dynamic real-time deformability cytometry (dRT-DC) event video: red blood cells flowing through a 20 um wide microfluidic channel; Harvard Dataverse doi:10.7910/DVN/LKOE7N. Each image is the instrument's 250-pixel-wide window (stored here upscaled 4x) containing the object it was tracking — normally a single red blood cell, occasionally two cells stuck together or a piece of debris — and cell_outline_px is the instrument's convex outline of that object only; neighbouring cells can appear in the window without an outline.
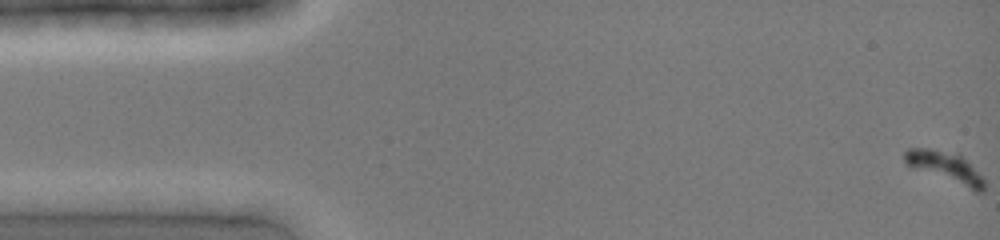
{"species": "common noctule bat (a hibernating species)", "species_latin": "Nyctalus noctula", "temperature_condition": "cold", "stored_images_in_passage": 1, "camera_frame_rate_fps": 3000, "um_per_image_px": 0.085, "animal": {"sex": "female", "body_mass_g": 19.0, "forearm_length_mm": 51.5}, "frame": {"image": 1, "passage_image": 1, "time_ms": 0.0, "image_size_px": [1000, 240], "cell_outline_px": [[244, 216], [224, 220], [164, 216], [156, 200], [216, 200], [244, 204]], "centroid_in_image_um": [17.14, 17.78], "position_along_channel_um": 67.9, "area_um2": 10.46}}